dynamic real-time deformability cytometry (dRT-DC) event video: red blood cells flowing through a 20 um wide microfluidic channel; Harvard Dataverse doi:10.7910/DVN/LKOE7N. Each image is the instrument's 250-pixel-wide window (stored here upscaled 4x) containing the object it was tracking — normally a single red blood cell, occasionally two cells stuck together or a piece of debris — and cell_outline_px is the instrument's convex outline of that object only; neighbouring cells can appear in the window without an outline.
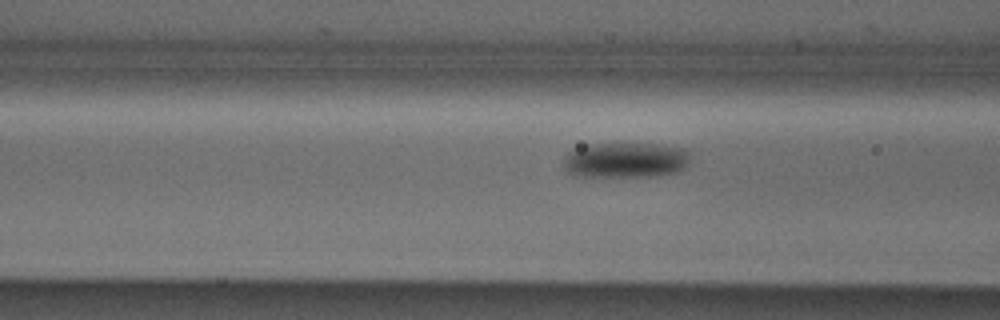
{"species": "Egyptian fruit bat (a non-hibernating species)", "species_latin": "Rousettus aegyptiacus", "temperature_condition": "cold", "stored_images_in_passage": 19, "camera_frame_rate_fps": 3000, "um_per_image_px": 0.085, "animal": {"sex": "male"}, "frame": {"image": 1, "passage_image": 16, "time_ms": 5.0, "image_size_px": [1000, 320], "cell_outline_px": [[688, 164], [684, 168], [676, 172], [656, 176], [572, 176], [568, 172], [564, 164], [564, 156], [568, 152], [588, 144], [652, 144], [680, 148], [688, 152]], "centroid_in_image_um": [53.13, 13.62], "position_along_channel_um": 113.5, "area_um2": 25.84}}